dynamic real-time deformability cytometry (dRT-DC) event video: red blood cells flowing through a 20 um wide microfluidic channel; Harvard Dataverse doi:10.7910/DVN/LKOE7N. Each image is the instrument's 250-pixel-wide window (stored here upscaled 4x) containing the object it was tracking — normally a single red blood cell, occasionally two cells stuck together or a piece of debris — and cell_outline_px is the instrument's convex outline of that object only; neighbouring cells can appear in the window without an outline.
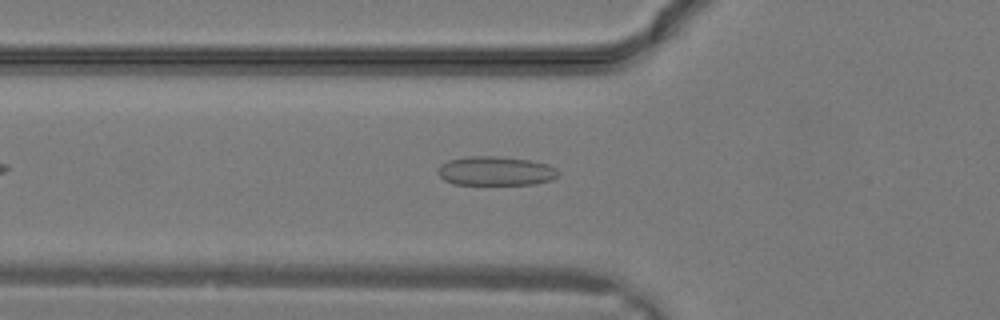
{"species": "common noctule bat (a hibernating species)", "species_latin": "Nyctalus noctula", "temperature_condition": "warm", "stored_images_in_passage": 13, "camera_frame_rate_fps": 3000, "um_per_image_px": 0.085, "animal": {"sex": "male", "body_mass_g": 19.2, "forearm_length_mm": 51.8}, "frame": {"image": 1, "passage_image": 5, "time_ms": 1.333, "image_size_px": [1000, 320], "cell_outline_px": [[560, 172], [552, 180], [536, 184], [456, 184], [444, 180], [436, 172], [440, 164], [448, 160], [468, 156], [496, 156], [528, 160], [548, 164], [556, 168]], "centroid_in_image_um": [42.12, 14.53], "position_along_channel_um": 83.7, "area_um2": 20.46}}
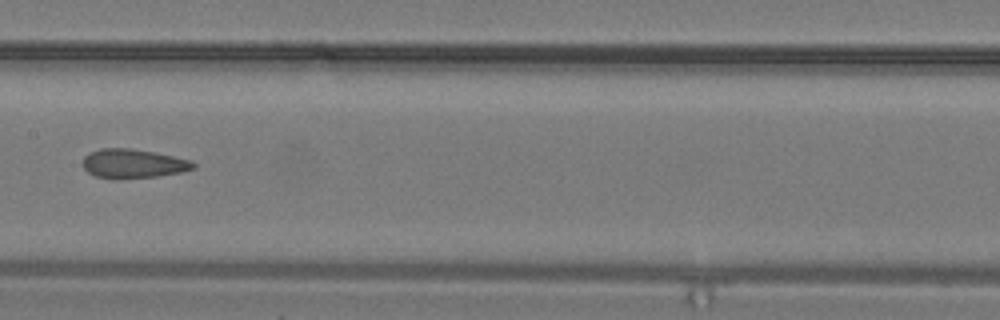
{"frame": {"image": 2, "passage_image": 10, "time_ms": 3.0, "image_size_px": [1000, 320], "cell_outline_px": [[196, 168], [180, 172], [156, 176], [96, 176], [88, 172], [84, 168], [84, 156], [88, 152], [100, 148], [132, 148], [192, 160], [196, 164]], "centroid_in_image_um": [11.35, 13.85], "position_along_channel_um": 196.1, "area_um2": 17.98}}
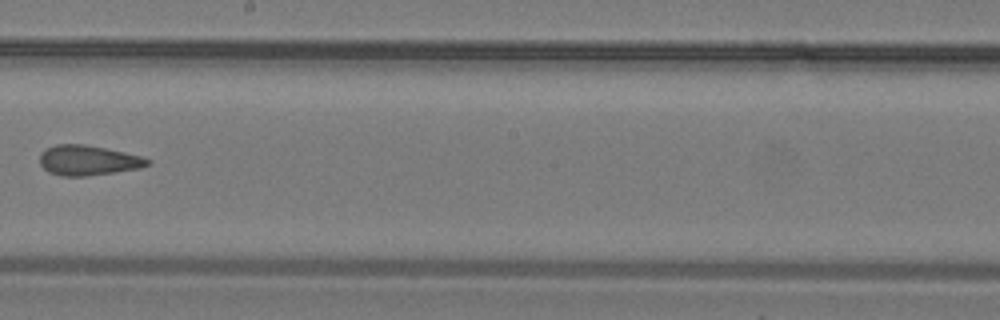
{"frame": {"image": 3, "passage_image": 12, "time_ms": 3.667, "image_size_px": [1000, 320], "cell_outline_px": [[152, 160], [148, 164], [140, 168], [88, 176], [64, 176], [48, 172], [40, 164], [40, 152], [44, 148], [56, 144], [84, 144], [124, 152], [140, 156]], "centroid_in_image_um": [7.45, 13.62], "position_along_channel_um": 240.8, "area_um2": 18.84}}